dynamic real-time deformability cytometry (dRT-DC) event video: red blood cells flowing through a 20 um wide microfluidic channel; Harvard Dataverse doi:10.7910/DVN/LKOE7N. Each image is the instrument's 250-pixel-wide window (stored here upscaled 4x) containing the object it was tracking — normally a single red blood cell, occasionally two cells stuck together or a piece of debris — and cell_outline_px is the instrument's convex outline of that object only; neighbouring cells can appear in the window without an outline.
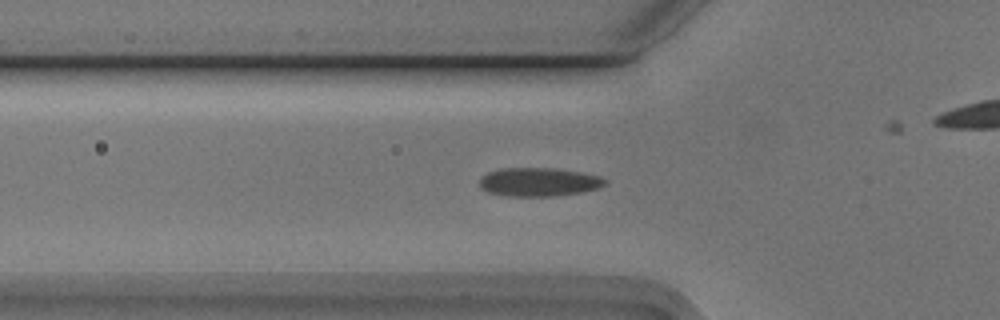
{"species": "Egyptian fruit bat (a non-hibernating species)", "species_latin": "Rousettus aegyptiacus", "temperature_condition": "cold", "stored_images_in_passage": 43, "camera_frame_rate_fps": 3000, "um_per_image_px": 0.085, "animal": {"sex": "male"}, "frame": {"image": 1, "passage_image": 18, "time_ms": 5.667, "image_size_px": [1000, 320], "cell_outline_px": [[608, 184], [600, 188], [580, 192], [552, 196], [508, 196], [488, 192], [480, 188], [480, 176], [488, 172], [500, 168], [552, 168], [580, 172], [600, 176], [608, 180]], "centroid_in_image_um": [45.8, 15.46], "position_along_channel_um": 80.0, "area_um2": 21.04}}
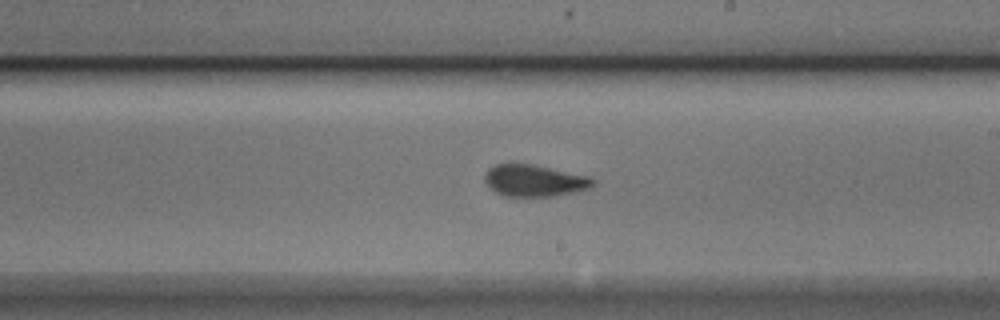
{"frame": {"image": 2, "passage_image": 31, "time_ms": 10.0, "image_size_px": [1000, 320], "cell_outline_px": [[596, 184], [592, 188], [576, 192], [552, 196], [504, 196], [488, 188], [484, 180], [484, 176], [488, 168], [496, 164], [532, 164], [588, 176], [596, 180]], "centroid_in_image_um": [45.43, 15.36], "position_along_channel_um": 243.6, "area_um2": 20.17}}
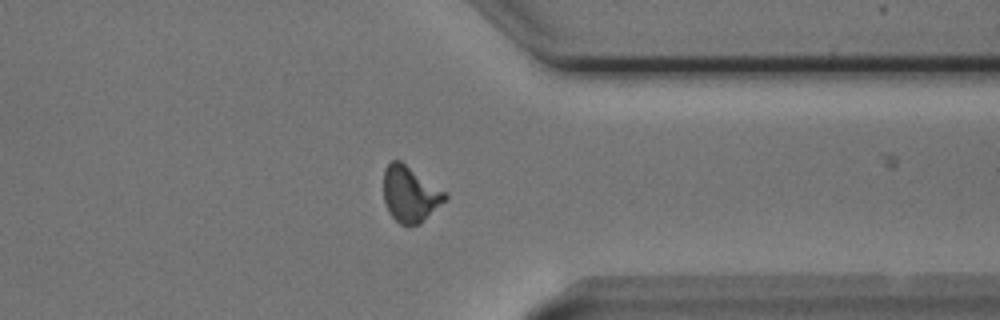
{"frame": {"image": 3, "passage_image": 42, "time_ms": 13.667, "image_size_px": [1000, 320], "cell_outline_px": [[448, 196], [420, 224], [400, 224], [388, 212], [384, 200], [384, 168], [392, 160], [400, 160], [448, 192]], "centroid_in_image_um": [34.86, 16.47], "position_along_channel_um": 376.5, "area_um2": 19.94}}